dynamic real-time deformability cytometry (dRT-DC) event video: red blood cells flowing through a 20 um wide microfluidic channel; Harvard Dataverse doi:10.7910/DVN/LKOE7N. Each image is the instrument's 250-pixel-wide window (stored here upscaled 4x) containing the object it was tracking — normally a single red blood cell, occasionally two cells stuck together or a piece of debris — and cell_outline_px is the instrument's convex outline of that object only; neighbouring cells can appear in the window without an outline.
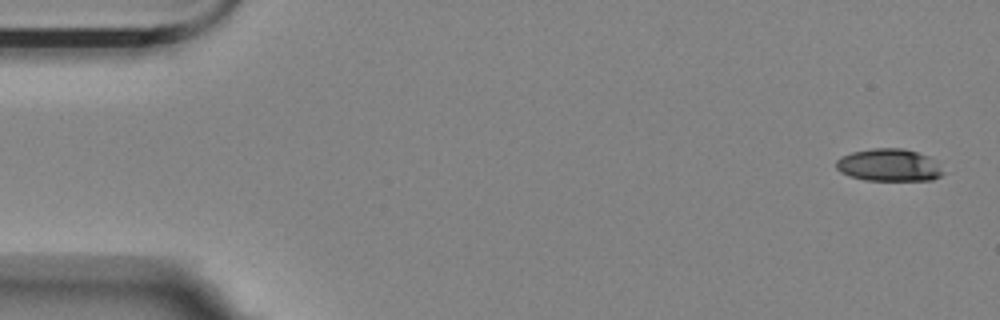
{"species": "Egyptian fruit bat (a non-hibernating species)", "species_latin": "Rousettus aegyptiacus", "temperature_condition": "room temperature", "stored_images_in_passage": 56, "camera_frame_rate_fps": 3000, "um_per_image_px": 0.085, "animal": {"sex": "female"}, "frame": {"image": 1, "passage_image": 1, "time_ms": 0.0, "image_size_px": [1000, 320], "cell_outline_px": [[944, 172], [940, 176], [932, 180], [864, 180], [848, 176], [840, 172], [836, 168], [836, 160], [840, 156], [852, 152], [872, 148], [904, 148], [928, 156]], "centroid_in_image_um": [75.5, 14.03], "position_along_channel_um": 9.5, "area_um2": 20.17}}
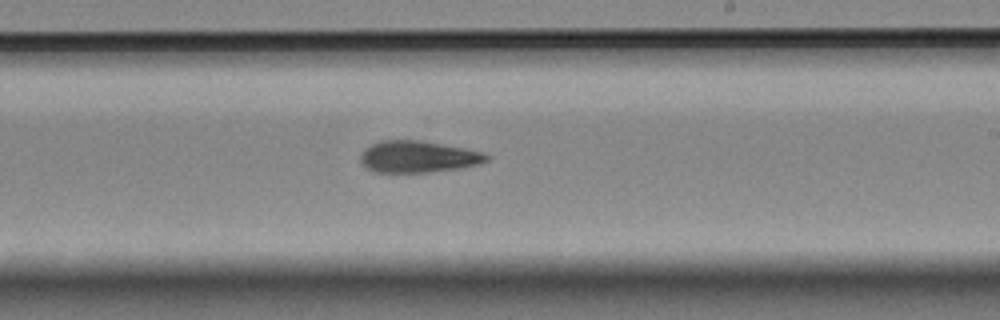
{"frame": {"image": 2, "passage_image": 32, "time_ms": 10.333, "image_size_px": [1000, 320], "cell_outline_px": [[488, 160], [480, 164], [460, 168], [432, 172], [372, 172], [360, 160], [360, 156], [364, 148], [380, 140], [420, 140], [464, 148], [484, 152], [488, 156]], "centroid_in_image_um": [35.53, 13.32], "position_along_channel_um": 253.5, "area_um2": 23.29}}
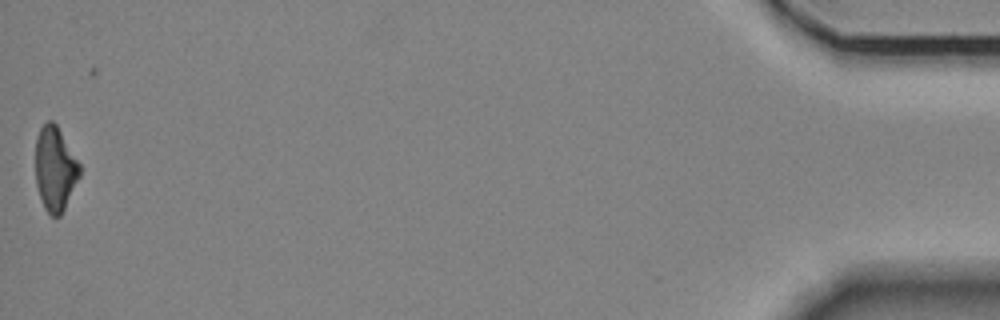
{"frame": {"image": 3, "passage_image": 55, "time_ms": 18.0, "image_size_px": [1000, 320], "cell_outline_px": [[80, 176], [60, 216], [52, 216], [44, 208], [36, 184], [36, 136], [40, 128], [48, 120], [52, 120], [56, 124], [80, 164]], "centroid_in_image_um": [4.67, 14.33], "position_along_channel_um": 430.5, "area_um2": 21.44}, "authors_computed_cell_mechanics": {"area_um2": 23.1489, "velocity_mm_per_s": 3.5511, "shape_relaxation_time_tau1_ms": 7.1967, "shape_relaxation_time_tau2_ms": 5.6324, "deformation_change_tau1": 0.1803, "deformation_change_tau2": 0.1602}}